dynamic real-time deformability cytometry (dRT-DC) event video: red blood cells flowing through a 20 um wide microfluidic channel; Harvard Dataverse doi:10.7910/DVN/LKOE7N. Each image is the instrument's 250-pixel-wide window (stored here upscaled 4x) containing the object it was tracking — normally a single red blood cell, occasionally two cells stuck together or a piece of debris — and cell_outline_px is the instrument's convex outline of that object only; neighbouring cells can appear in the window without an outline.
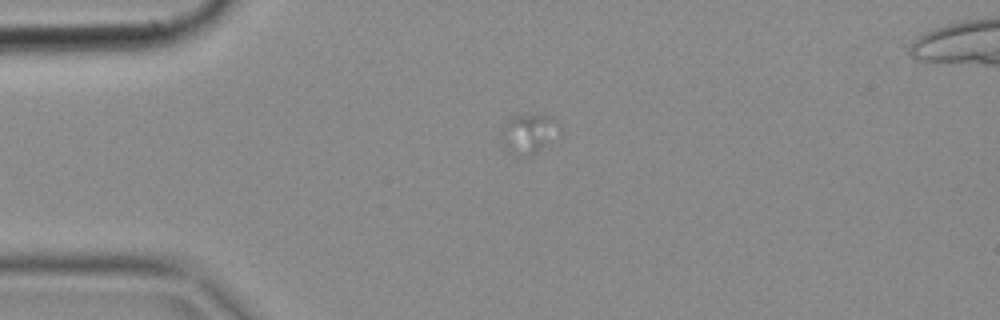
{"species": "common noctule bat (a hibernating species)", "species_latin": "Nyctalus noctula", "temperature_condition": "cold", "stored_images_in_passage": 19, "camera_frame_rate_fps": 3000, "um_per_image_px": 0.085, "animal": {"sex": "female", "body_mass_g": 18.4}, "frame": {"image": 1, "passage_image": 5, "time_ms": 1.333, "image_size_px": [1000, 320], "cell_outline_px": [[560, 128], [532, 156], [528, 156], [512, 152], [504, 148], [500, 140], [500, 124], [508, 116], [552, 116], [556, 120]], "centroid_in_image_um": [44.79, 11.32], "position_along_channel_um": 40.2, "area_um2": 13.06}}
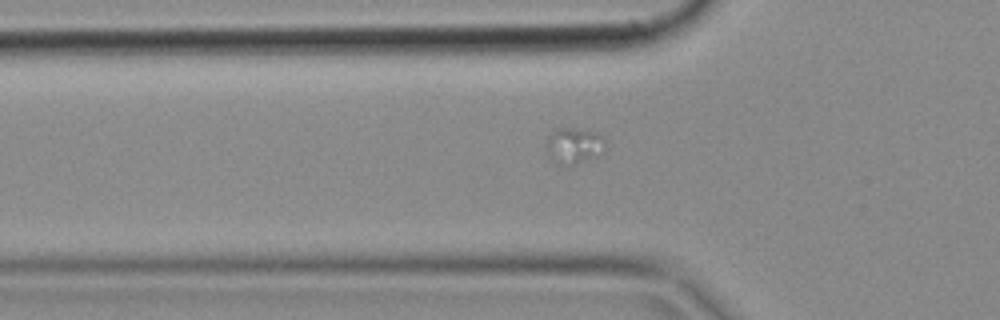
{"frame": {"image": 2, "passage_image": 10, "time_ms": 3.0, "image_size_px": [1000, 320], "cell_outline_px": [[604, 152], [596, 156], [560, 168], [548, 160], [548, 136], [556, 128], [576, 128], [596, 132], [604, 140]], "centroid_in_image_um": [48.73, 12.41], "position_along_channel_um": 77.1, "area_um2": 12.48}}